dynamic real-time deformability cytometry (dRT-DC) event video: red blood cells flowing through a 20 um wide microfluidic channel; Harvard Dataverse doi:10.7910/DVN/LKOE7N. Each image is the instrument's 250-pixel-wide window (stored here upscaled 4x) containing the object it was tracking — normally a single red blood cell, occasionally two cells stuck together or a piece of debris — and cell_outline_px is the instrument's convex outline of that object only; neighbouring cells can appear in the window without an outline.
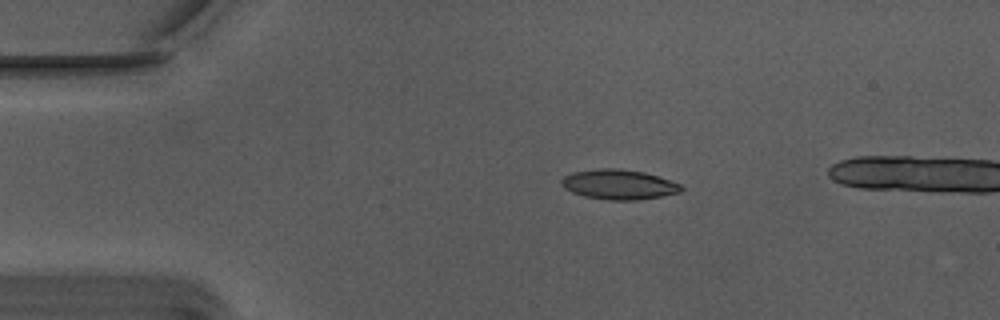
{"species": "Egyptian fruit bat (a non-hibernating species)", "species_latin": "Rousettus aegyptiacus", "temperature_condition": "warm", "stored_images_in_passage": 40, "camera_frame_rate_fps": 3000, "um_per_image_px": 0.085, "animal": {"sex": "male"}, "frame": {"image": 1, "passage_image": 1, "time_ms": 0.0, "image_size_px": [1000, 320], "cell_outline_px": [[684, 188], [680, 192], [640, 200], [608, 200], [584, 196], [572, 192], [564, 188], [560, 184], [560, 180], [564, 176], [572, 172], [596, 168], [620, 168], [644, 172], [680, 184]], "centroid_in_image_um": [52.55, 15.67], "position_along_channel_um": 32.4, "area_um2": 20.92}}
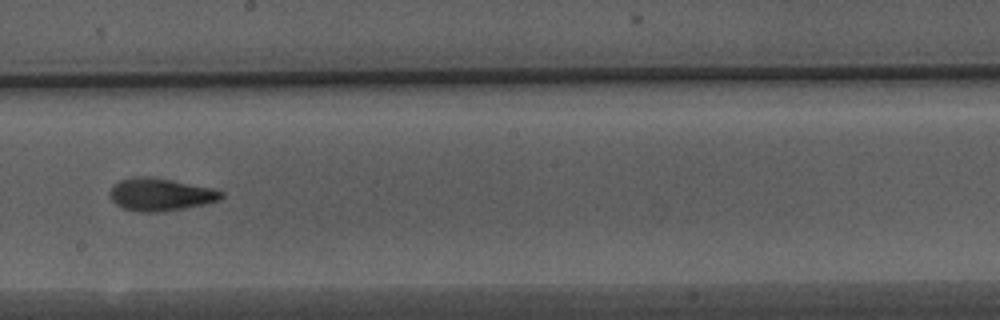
{"frame": {"image": 2, "passage_image": 21, "time_ms": 6.667, "image_size_px": [1000, 320], "cell_outline_px": [[224, 196], [220, 200], [204, 204], [184, 208], [160, 212], [140, 212], [120, 208], [112, 200], [112, 188], [120, 180], [136, 176], [144, 176], [168, 180], [212, 188], [224, 192]], "centroid_in_image_um": [13.66, 16.55], "position_along_channel_um": 234.5, "area_um2": 20.81}}
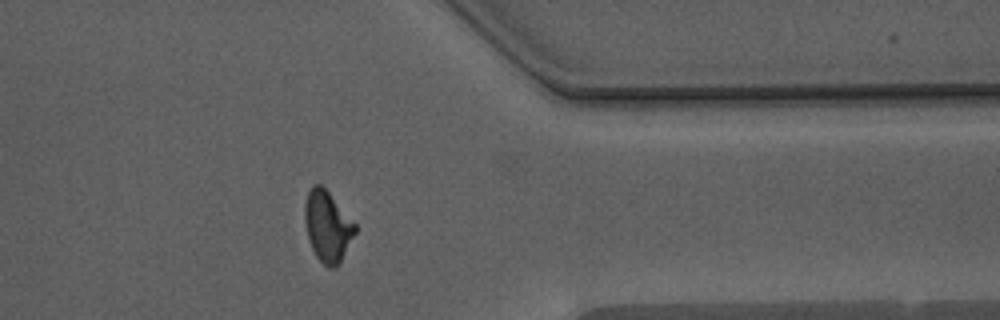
{"frame": {"image": 3, "passage_image": 34, "time_ms": 11.0, "image_size_px": [1000, 320], "cell_outline_px": [[356, 232], [340, 264], [332, 268], [328, 268], [316, 256], [308, 240], [304, 220], [304, 204], [308, 192], [312, 184], [320, 184], [328, 192], [356, 224]], "centroid_in_image_um": [27.83, 19.25], "position_along_channel_um": 383.6, "area_um2": 20.75}, "authors_computed_cell_mechanics": {"area_um2": 20.7502, "velocity_mm_per_s": 3.7452, "shape_relaxation_time_tau1_ms": 8.2442, "shape_relaxation_time_tau2_ms": 2.4336, "deformation_change_tau1": 0.2325, "deformation_change_tau2": 0.1042}}